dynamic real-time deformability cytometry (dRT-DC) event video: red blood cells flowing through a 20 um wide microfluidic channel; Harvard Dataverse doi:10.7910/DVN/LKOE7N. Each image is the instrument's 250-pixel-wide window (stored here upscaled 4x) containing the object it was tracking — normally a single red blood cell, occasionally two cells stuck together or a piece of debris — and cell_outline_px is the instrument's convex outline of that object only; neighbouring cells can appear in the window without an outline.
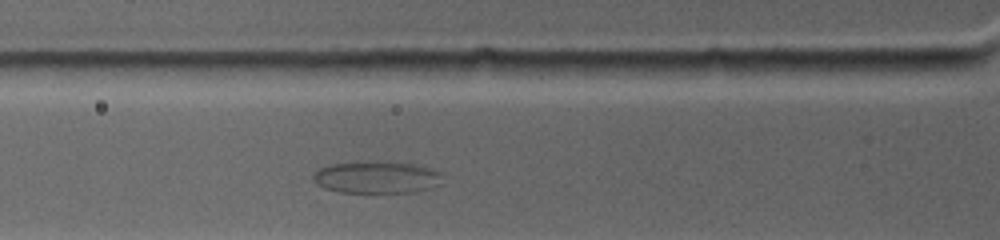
{"species": "common noctule bat (a hibernating species)", "species_latin": "Nyctalus noctula", "temperature_condition": "warm", "stored_images_in_passage": 40, "camera_frame_rate_fps": 4500, "um_per_image_px": 0.085, "animal": {"sex": "female", "body_mass_g": 19.0, "forearm_length_mm": 53.3}, "frame": {"image": 1, "passage_image": 10, "time_ms": 2.889, "image_size_px": [1000, 240], "cell_outline_px": [[440, 184], [428, 188], [412, 192], [340, 192], [324, 188], [316, 184], [312, 180], [312, 176], [320, 168], [328, 164], [376, 160], [384, 160], [412, 164], [432, 168], [440, 172]], "centroid_in_image_um": [31.97, 15.04], "position_along_channel_um": 93.8, "area_um2": 24.39}}
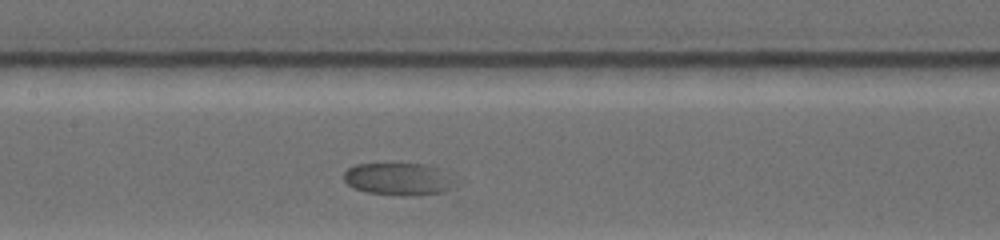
{"frame": {"image": 2, "passage_image": 18, "time_ms": 5.111, "image_size_px": [1000, 240], "cell_outline_px": [[456, 188], [444, 192], [412, 196], [400, 196], [368, 192], [356, 188], [348, 184], [344, 180], [344, 172], [348, 168], [356, 164], [428, 164], [440, 168], [456, 184]], "centroid_in_image_um": [33.91, 15.23], "position_along_channel_um": 173.5, "area_um2": 21.1}}
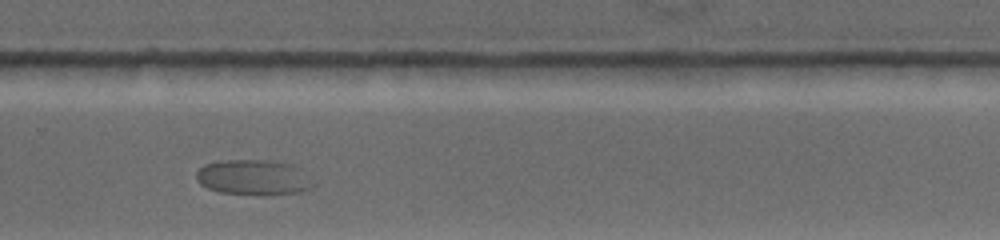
{"frame": {"image": 3, "passage_image": 31, "time_ms": 8.889, "image_size_px": [1000, 240], "cell_outline_px": [[316, 184], [312, 188], [300, 192], [260, 196], [220, 192], [208, 188], [200, 184], [196, 180], [196, 172], [204, 164], [228, 160], [272, 160], [292, 164], [308, 172]], "centroid_in_image_um": [21.62, 15.09], "position_along_channel_um": 308.2, "area_um2": 24.68}}